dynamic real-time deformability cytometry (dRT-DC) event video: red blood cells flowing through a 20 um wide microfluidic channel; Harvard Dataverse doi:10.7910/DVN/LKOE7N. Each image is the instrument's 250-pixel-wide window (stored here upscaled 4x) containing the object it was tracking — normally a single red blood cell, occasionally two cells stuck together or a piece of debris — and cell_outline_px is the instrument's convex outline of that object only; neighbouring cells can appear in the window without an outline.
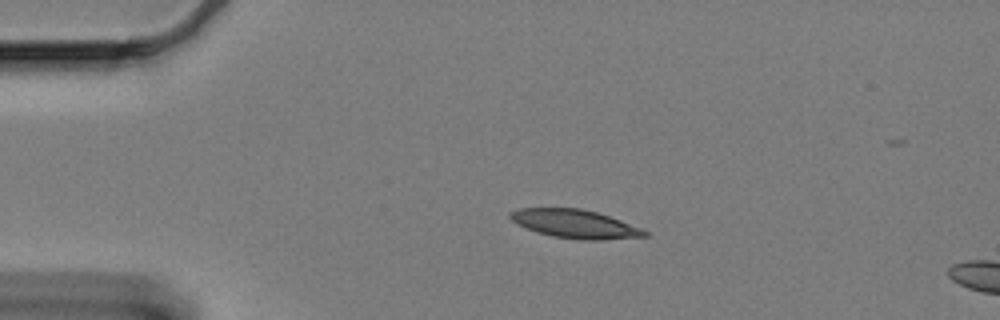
{"species": "Egyptian fruit bat (a non-hibernating species)", "species_latin": "Rousettus aegyptiacus", "temperature_condition": "cold", "stored_images_in_passage": 17, "camera_frame_rate_fps": 3000, "um_per_image_px": 0.085, "animal": {"sex": "female"}, "frame": {"image": 1, "passage_image": 12, "time_ms": 3.667, "image_size_px": [1000, 320], "cell_outline_px": [[648, 236], [604, 240], [580, 240], [552, 236], [516, 224], [508, 216], [508, 212], [520, 208], [580, 208], [596, 212], [620, 220], [640, 228], [648, 232]], "centroid_in_image_um": [48.86, 19.03], "position_along_channel_um": 36.1, "area_um2": 22.2}}